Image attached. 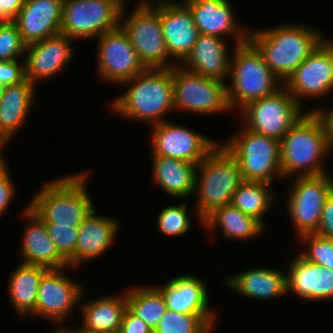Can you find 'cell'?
<instances>
[{"label": "cell", "mask_w": 333, "mask_h": 333, "mask_svg": "<svg viewBox=\"0 0 333 333\" xmlns=\"http://www.w3.org/2000/svg\"><path fill=\"white\" fill-rule=\"evenodd\" d=\"M248 32V40L262 54L264 62L283 84L325 39L319 30L303 23H282L272 28H256Z\"/></svg>", "instance_id": "1"}, {"label": "cell", "mask_w": 333, "mask_h": 333, "mask_svg": "<svg viewBox=\"0 0 333 333\" xmlns=\"http://www.w3.org/2000/svg\"><path fill=\"white\" fill-rule=\"evenodd\" d=\"M121 85L129 88L110 103L112 113L151 126L169 120L165 115L174 111L173 67L147 68Z\"/></svg>", "instance_id": "2"}, {"label": "cell", "mask_w": 333, "mask_h": 333, "mask_svg": "<svg viewBox=\"0 0 333 333\" xmlns=\"http://www.w3.org/2000/svg\"><path fill=\"white\" fill-rule=\"evenodd\" d=\"M332 153L322 121L314 112L307 111L280 140L282 177L328 173L322 160Z\"/></svg>", "instance_id": "3"}, {"label": "cell", "mask_w": 333, "mask_h": 333, "mask_svg": "<svg viewBox=\"0 0 333 333\" xmlns=\"http://www.w3.org/2000/svg\"><path fill=\"white\" fill-rule=\"evenodd\" d=\"M79 173L47 181L28 203L45 225L79 226L95 208L86 186L89 172Z\"/></svg>", "instance_id": "4"}, {"label": "cell", "mask_w": 333, "mask_h": 333, "mask_svg": "<svg viewBox=\"0 0 333 333\" xmlns=\"http://www.w3.org/2000/svg\"><path fill=\"white\" fill-rule=\"evenodd\" d=\"M220 144L197 165L193 196L200 225L214 209L231 204L235 191L244 182L237 160Z\"/></svg>", "instance_id": "5"}, {"label": "cell", "mask_w": 333, "mask_h": 333, "mask_svg": "<svg viewBox=\"0 0 333 333\" xmlns=\"http://www.w3.org/2000/svg\"><path fill=\"white\" fill-rule=\"evenodd\" d=\"M233 49L230 84H227L228 104L232 111H238L249 102L272 95L283 87L282 81L249 40L233 45Z\"/></svg>", "instance_id": "6"}, {"label": "cell", "mask_w": 333, "mask_h": 333, "mask_svg": "<svg viewBox=\"0 0 333 333\" xmlns=\"http://www.w3.org/2000/svg\"><path fill=\"white\" fill-rule=\"evenodd\" d=\"M127 5L121 13L120 27L128 35L146 68L169 69L177 64L170 57L163 37L161 3L137 4L127 17ZM124 16V17H123ZM125 20V21H124ZM169 60V61H167Z\"/></svg>", "instance_id": "7"}, {"label": "cell", "mask_w": 333, "mask_h": 333, "mask_svg": "<svg viewBox=\"0 0 333 333\" xmlns=\"http://www.w3.org/2000/svg\"><path fill=\"white\" fill-rule=\"evenodd\" d=\"M222 144L237 160L244 181L271 184L283 178L280 166V141L246 128Z\"/></svg>", "instance_id": "8"}, {"label": "cell", "mask_w": 333, "mask_h": 333, "mask_svg": "<svg viewBox=\"0 0 333 333\" xmlns=\"http://www.w3.org/2000/svg\"><path fill=\"white\" fill-rule=\"evenodd\" d=\"M283 86L272 95L254 100L239 111L247 130L281 140L306 113ZM303 111V112H302Z\"/></svg>", "instance_id": "9"}, {"label": "cell", "mask_w": 333, "mask_h": 333, "mask_svg": "<svg viewBox=\"0 0 333 333\" xmlns=\"http://www.w3.org/2000/svg\"><path fill=\"white\" fill-rule=\"evenodd\" d=\"M119 0H64L61 34L76 40L100 37L120 25Z\"/></svg>", "instance_id": "10"}, {"label": "cell", "mask_w": 333, "mask_h": 333, "mask_svg": "<svg viewBox=\"0 0 333 333\" xmlns=\"http://www.w3.org/2000/svg\"><path fill=\"white\" fill-rule=\"evenodd\" d=\"M174 110L197 114H219L231 109L227 82L195 74L182 65L173 67Z\"/></svg>", "instance_id": "11"}, {"label": "cell", "mask_w": 333, "mask_h": 333, "mask_svg": "<svg viewBox=\"0 0 333 333\" xmlns=\"http://www.w3.org/2000/svg\"><path fill=\"white\" fill-rule=\"evenodd\" d=\"M287 199V213L299 236L315 233L320 222L325 200L333 191V176L325 173L316 176L293 177Z\"/></svg>", "instance_id": "12"}, {"label": "cell", "mask_w": 333, "mask_h": 333, "mask_svg": "<svg viewBox=\"0 0 333 333\" xmlns=\"http://www.w3.org/2000/svg\"><path fill=\"white\" fill-rule=\"evenodd\" d=\"M151 128L150 155L170 157L198 165L219 144L194 129L168 120Z\"/></svg>", "instance_id": "13"}, {"label": "cell", "mask_w": 333, "mask_h": 333, "mask_svg": "<svg viewBox=\"0 0 333 333\" xmlns=\"http://www.w3.org/2000/svg\"><path fill=\"white\" fill-rule=\"evenodd\" d=\"M302 107L303 99L333 93V41L324 39L283 84Z\"/></svg>", "instance_id": "14"}, {"label": "cell", "mask_w": 333, "mask_h": 333, "mask_svg": "<svg viewBox=\"0 0 333 333\" xmlns=\"http://www.w3.org/2000/svg\"><path fill=\"white\" fill-rule=\"evenodd\" d=\"M97 43V71L102 81L120 85L147 69L120 26L98 37Z\"/></svg>", "instance_id": "15"}, {"label": "cell", "mask_w": 333, "mask_h": 333, "mask_svg": "<svg viewBox=\"0 0 333 333\" xmlns=\"http://www.w3.org/2000/svg\"><path fill=\"white\" fill-rule=\"evenodd\" d=\"M70 268L49 269L42 276L37 291L35 317L48 319L59 325L81 303L85 295L84 288L64 273L65 269Z\"/></svg>", "instance_id": "16"}, {"label": "cell", "mask_w": 333, "mask_h": 333, "mask_svg": "<svg viewBox=\"0 0 333 333\" xmlns=\"http://www.w3.org/2000/svg\"><path fill=\"white\" fill-rule=\"evenodd\" d=\"M157 3H161V24L169 57L181 65L192 52L200 32L192 13L182 1L139 0L137 4Z\"/></svg>", "instance_id": "17"}, {"label": "cell", "mask_w": 333, "mask_h": 333, "mask_svg": "<svg viewBox=\"0 0 333 333\" xmlns=\"http://www.w3.org/2000/svg\"><path fill=\"white\" fill-rule=\"evenodd\" d=\"M74 39L58 34L27 45L24 62L26 79L35 86L57 75L73 58ZM73 50V51H72Z\"/></svg>", "instance_id": "18"}, {"label": "cell", "mask_w": 333, "mask_h": 333, "mask_svg": "<svg viewBox=\"0 0 333 333\" xmlns=\"http://www.w3.org/2000/svg\"><path fill=\"white\" fill-rule=\"evenodd\" d=\"M193 15L194 24L202 35L235 39L234 45L248 41L249 32L236 21L228 0H182ZM223 36V37H222Z\"/></svg>", "instance_id": "19"}, {"label": "cell", "mask_w": 333, "mask_h": 333, "mask_svg": "<svg viewBox=\"0 0 333 333\" xmlns=\"http://www.w3.org/2000/svg\"><path fill=\"white\" fill-rule=\"evenodd\" d=\"M64 0H25L12 20L26 45L61 33Z\"/></svg>", "instance_id": "20"}, {"label": "cell", "mask_w": 333, "mask_h": 333, "mask_svg": "<svg viewBox=\"0 0 333 333\" xmlns=\"http://www.w3.org/2000/svg\"><path fill=\"white\" fill-rule=\"evenodd\" d=\"M288 294L300 299L326 301L333 299V270L305 260L299 253L288 265Z\"/></svg>", "instance_id": "21"}, {"label": "cell", "mask_w": 333, "mask_h": 333, "mask_svg": "<svg viewBox=\"0 0 333 333\" xmlns=\"http://www.w3.org/2000/svg\"><path fill=\"white\" fill-rule=\"evenodd\" d=\"M22 217L28 221L23 234L20 252L22 263L41 265L48 269L67 268L68 262L59 254L54 242L50 239L45 223L25 205Z\"/></svg>", "instance_id": "22"}, {"label": "cell", "mask_w": 333, "mask_h": 333, "mask_svg": "<svg viewBox=\"0 0 333 333\" xmlns=\"http://www.w3.org/2000/svg\"><path fill=\"white\" fill-rule=\"evenodd\" d=\"M225 279V286L237 294L261 301L288 295L287 272L268 267L248 268Z\"/></svg>", "instance_id": "23"}, {"label": "cell", "mask_w": 333, "mask_h": 333, "mask_svg": "<svg viewBox=\"0 0 333 333\" xmlns=\"http://www.w3.org/2000/svg\"><path fill=\"white\" fill-rule=\"evenodd\" d=\"M203 279L181 274L164 285L156 287L162 292L167 309L183 314L216 315L209 306V296Z\"/></svg>", "instance_id": "24"}, {"label": "cell", "mask_w": 333, "mask_h": 333, "mask_svg": "<svg viewBox=\"0 0 333 333\" xmlns=\"http://www.w3.org/2000/svg\"><path fill=\"white\" fill-rule=\"evenodd\" d=\"M118 221L98 215L94 208L79 225V235L74 252V268L82 262L94 260L106 253L118 234Z\"/></svg>", "instance_id": "25"}, {"label": "cell", "mask_w": 333, "mask_h": 333, "mask_svg": "<svg viewBox=\"0 0 333 333\" xmlns=\"http://www.w3.org/2000/svg\"><path fill=\"white\" fill-rule=\"evenodd\" d=\"M224 40L200 34L192 52L181 65L195 74L226 82L230 77L232 54L229 55Z\"/></svg>", "instance_id": "26"}, {"label": "cell", "mask_w": 333, "mask_h": 333, "mask_svg": "<svg viewBox=\"0 0 333 333\" xmlns=\"http://www.w3.org/2000/svg\"><path fill=\"white\" fill-rule=\"evenodd\" d=\"M36 87L28 79L3 87L0 98V136L3 140L10 141L26 122L32 111Z\"/></svg>", "instance_id": "27"}, {"label": "cell", "mask_w": 333, "mask_h": 333, "mask_svg": "<svg viewBox=\"0 0 333 333\" xmlns=\"http://www.w3.org/2000/svg\"><path fill=\"white\" fill-rule=\"evenodd\" d=\"M154 182L175 199L192 197L197 165L182 160L150 155Z\"/></svg>", "instance_id": "28"}, {"label": "cell", "mask_w": 333, "mask_h": 333, "mask_svg": "<svg viewBox=\"0 0 333 333\" xmlns=\"http://www.w3.org/2000/svg\"><path fill=\"white\" fill-rule=\"evenodd\" d=\"M80 307L83 315L80 328L91 333H119L127 309L126 291L118 296L94 298Z\"/></svg>", "instance_id": "29"}, {"label": "cell", "mask_w": 333, "mask_h": 333, "mask_svg": "<svg viewBox=\"0 0 333 333\" xmlns=\"http://www.w3.org/2000/svg\"><path fill=\"white\" fill-rule=\"evenodd\" d=\"M41 265L20 263L9 276L8 297L16 313L21 317L35 316L37 291L42 276L48 271ZM29 314V315H27Z\"/></svg>", "instance_id": "30"}, {"label": "cell", "mask_w": 333, "mask_h": 333, "mask_svg": "<svg viewBox=\"0 0 333 333\" xmlns=\"http://www.w3.org/2000/svg\"><path fill=\"white\" fill-rule=\"evenodd\" d=\"M217 226V227H216ZM206 230H215L220 227L223 235L231 240H249L261 236L265 227L256 218L244 214L232 204L214 209L203 219Z\"/></svg>", "instance_id": "31"}, {"label": "cell", "mask_w": 333, "mask_h": 333, "mask_svg": "<svg viewBox=\"0 0 333 333\" xmlns=\"http://www.w3.org/2000/svg\"><path fill=\"white\" fill-rule=\"evenodd\" d=\"M126 301L127 308L152 331L156 329L158 321L167 310L165 298L156 285H134L132 288H126Z\"/></svg>", "instance_id": "32"}, {"label": "cell", "mask_w": 333, "mask_h": 333, "mask_svg": "<svg viewBox=\"0 0 333 333\" xmlns=\"http://www.w3.org/2000/svg\"><path fill=\"white\" fill-rule=\"evenodd\" d=\"M270 186L263 182L244 181L235 191L231 204L266 225L263 217L276 198Z\"/></svg>", "instance_id": "33"}, {"label": "cell", "mask_w": 333, "mask_h": 333, "mask_svg": "<svg viewBox=\"0 0 333 333\" xmlns=\"http://www.w3.org/2000/svg\"><path fill=\"white\" fill-rule=\"evenodd\" d=\"M217 315H194L166 310L155 333H213Z\"/></svg>", "instance_id": "34"}, {"label": "cell", "mask_w": 333, "mask_h": 333, "mask_svg": "<svg viewBox=\"0 0 333 333\" xmlns=\"http://www.w3.org/2000/svg\"><path fill=\"white\" fill-rule=\"evenodd\" d=\"M186 203L169 205L161 209L157 216V229L166 236H184L191 230V219Z\"/></svg>", "instance_id": "35"}, {"label": "cell", "mask_w": 333, "mask_h": 333, "mask_svg": "<svg viewBox=\"0 0 333 333\" xmlns=\"http://www.w3.org/2000/svg\"><path fill=\"white\" fill-rule=\"evenodd\" d=\"M307 249L299 254L307 261L333 270V239L308 233L298 237Z\"/></svg>", "instance_id": "36"}, {"label": "cell", "mask_w": 333, "mask_h": 333, "mask_svg": "<svg viewBox=\"0 0 333 333\" xmlns=\"http://www.w3.org/2000/svg\"><path fill=\"white\" fill-rule=\"evenodd\" d=\"M50 239L54 242L59 254L74 268V252L79 235V226L46 225Z\"/></svg>", "instance_id": "37"}, {"label": "cell", "mask_w": 333, "mask_h": 333, "mask_svg": "<svg viewBox=\"0 0 333 333\" xmlns=\"http://www.w3.org/2000/svg\"><path fill=\"white\" fill-rule=\"evenodd\" d=\"M27 45L13 21L0 23V61L18 60L26 52Z\"/></svg>", "instance_id": "38"}, {"label": "cell", "mask_w": 333, "mask_h": 333, "mask_svg": "<svg viewBox=\"0 0 333 333\" xmlns=\"http://www.w3.org/2000/svg\"><path fill=\"white\" fill-rule=\"evenodd\" d=\"M26 79L25 62L19 60L0 61V86H9Z\"/></svg>", "instance_id": "39"}, {"label": "cell", "mask_w": 333, "mask_h": 333, "mask_svg": "<svg viewBox=\"0 0 333 333\" xmlns=\"http://www.w3.org/2000/svg\"><path fill=\"white\" fill-rule=\"evenodd\" d=\"M315 234L324 238L333 239V191L325 200L319 226Z\"/></svg>", "instance_id": "40"}, {"label": "cell", "mask_w": 333, "mask_h": 333, "mask_svg": "<svg viewBox=\"0 0 333 333\" xmlns=\"http://www.w3.org/2000/svg\"><path fill=\"white\" fill-rule=\"evenodd\" d=\"M152 330L148 325L137 316H135L128 308L126 309L119 333H150Z\"/></svg>", "instance_id": "41"}, {"label": "cell", "mask_w": 333, "mask_h": 333, "mask_svg": "<svg viewBox=\"0 0 333 333\" xmlns=\"http://www.w3.org/2000/svg\"><path fill=\"white\" fill-rule=\"evenodd\" d=\"M10 176L11 173L8 172L3 177H0V218L8 210L15 196L16 189Z\"/></svg>", "instance_id": "42"}, {"label": "cell", "mask_w": 333, "mask_h": 333, "mask_svg": "<svg viewBox=\"0 0 333 333\" xmlns=\"http://www.w3.org/2000/svg\"><path fill=\"white\" fill-rule=\"evenodd\" d=\"M317 106L314 109L309 110V112H314L322 121L327 139L330 145L333 147V108H325L324 106Z\"/></svg>", "instance_id": "43"}, {"label": "cell", "mask_w": 333, "mask_h": 333, "mask_svg": "<svg viewBox=\"0 0 333 333\" xmlns=\"http://www.w3.org/2000/svg\"><path fill=\"white\" fill-rule=\"evenodd\" d=\"M24 4L25 0H0V11L12 21Z\"/></svg>", "instance_id": "44"}, {"label": "cell", "mask_w": 333, "mask_h": 333, "mask_svg": "<svg viewBox=\"0 0 333 333\" xmlns=\"http://www.w3.org/2000/svg\"><path fill=\"white\" fill-rule=\"evenodd\" d=\"M10 141L8 140H3L0 143V177H3L4 175H6L9 172V168L7 166V163H5V160L3 158V148L6 146V144H8Z\"/></svg>", "instance_id": "45"}, {"label": "cell", "mask_w": 333, "mask_h": 333, "mask_svg": "<svg viewBox=\"0 0 333 333\" xmlns=\"http://www.w3.org/2000/svg\"><path fill=\"white\" fill-rule=\"evenodd\" d=\"M65 329V333H91V332H88V331H85L83 330L82 328H72L71 327H66L64 328Z\"/></svg>", "instance_id": "46"}, {"label": "cell", "mask_w": 333, "mask_h": 333, "mask_svg": "<svg viewBox=\"0 0 333 333\" xmlns=\"http://www.w3.org/2000/svg\"><path fill=\"white\" fill-rule=\"evenodd\" d=\"M10 21L1 11H0V22Z\"/></svg>", "instance_id": "47"}, {"label": "cell", "mask_w": 333, "mask_h": 333, "mask_svg": "<svg viewBox=\"0 0 333 333\" xmlns=\"http://www.w3.org/2000/svg\"><path fill=\"white\" fill-rule=\"evenodd\" d=\"M48 333H65V329H64V327H60L59 329L55 328L52 332H48Z\"/></svg>", "instance_id": "48"}, {"label": "cell", "mask_w": 333, "mask_h": 333, "mask_svg": "<svg viewBox=\"0 0 333 333\" xmlns=\"http://www.w3.org/2000/svg\"><path fill=\"white\" fill-rule=\"evenodd\" d=\"M2 90H3V87L0 86V98H1Z\"/></svg>", "instance_id": "49"}, {"label": "cell", "mask_w": 333, "mask_h": 333, "mask_svg": "<svg viewBox=\"0 0 333 333\" xmlns=\"http://www.w3.org/2000/svg\"><path fill=\"white\" fill-rule=\"evenodd\" d=\"M121 1L124 5H126V0H119Z\"/></svg>", "instance_id": "50"}]
</instances>
